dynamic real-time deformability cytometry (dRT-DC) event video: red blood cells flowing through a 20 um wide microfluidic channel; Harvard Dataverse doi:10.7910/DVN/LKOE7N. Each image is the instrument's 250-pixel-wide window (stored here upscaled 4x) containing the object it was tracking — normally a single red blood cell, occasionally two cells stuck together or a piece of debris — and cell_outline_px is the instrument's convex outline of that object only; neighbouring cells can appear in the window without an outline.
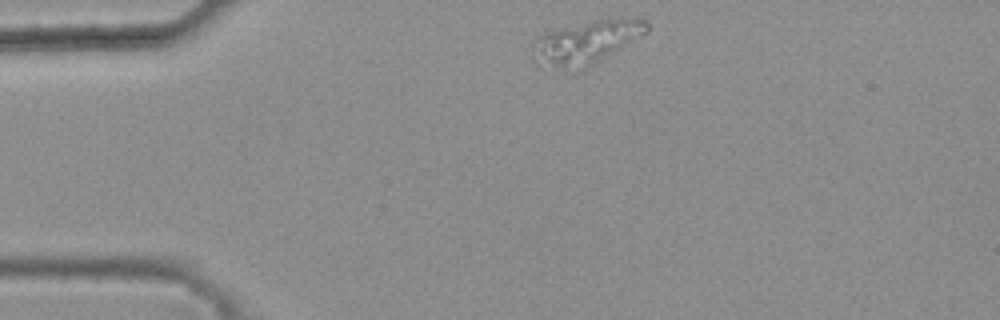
{"species": "common noctule bat (a hibernating species)", "species_latin": "Nyctalus noctula", "temperature_condition": "warm", "stored_images_in_passage": 40, "camera_frame_rate_fps": 3000, "um_per_image_px": 0.085, "animal": {"sex": "female", "body_mass_g": 25.1}, "frame": {"image": 1, "passage_image": 1, "time_ms": 0.0, "image_size_px": [1000, 320], "cell_outline_px": [[648, 32], [620, 48], [588, 64], [536, 64], [532, 60], [528, 44], [536, 36], [544, 32], [596, 20], [644, 20], [648, 24]], "centroid_in_image_um": [49.71, 3.52], "position_along_channel_um": 35.3, "area_um2": 26.76}}
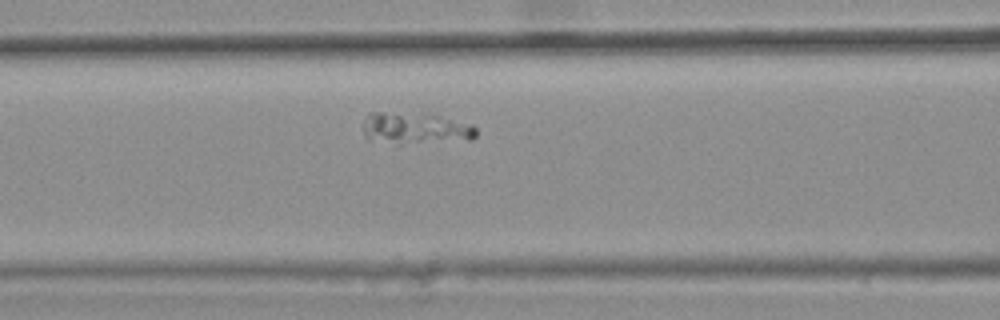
{"frame": {"image": 2, "passage_image": 12, "time_ms": 3.667, "image_size_px": [1000, 320], "cell_outline_px": [[476, 136], [472, 140], [368, 140], [364, 136], [364, 120], [368, 112], [384, 112], [436, 116], [472, 124], [476, 128]], "centroid_in_image_um": [35.29, 10.85], "position_along_channel_um": 131.3, "area_um2": 19.19}}
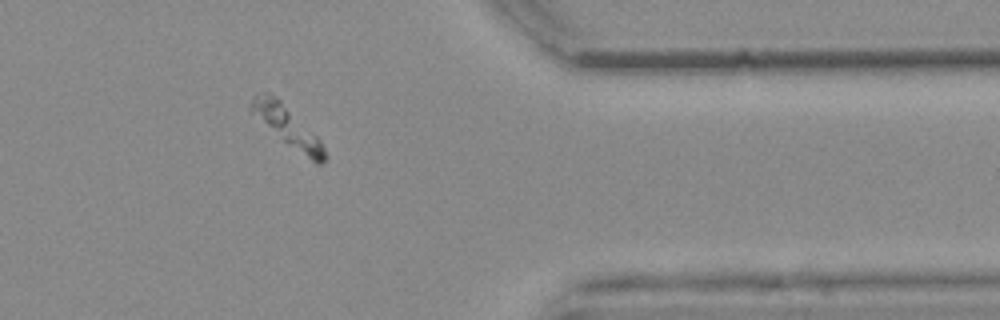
{"frame": {"image": 3, "passage_image": 34, "time_ms": 11.0, "image_size_px": [1000, 320], "cell_outline_px": [[324, 164], [316, 164], [284, 140], [252, 112], [252, 96], [256, 92], [268, 92], [276, 96], [320, 140], [324, 148]], "centroid_in_image_um": [24.44, 10.7], "position_along_channel_um": 387.0, "area_um2": 15.95}}